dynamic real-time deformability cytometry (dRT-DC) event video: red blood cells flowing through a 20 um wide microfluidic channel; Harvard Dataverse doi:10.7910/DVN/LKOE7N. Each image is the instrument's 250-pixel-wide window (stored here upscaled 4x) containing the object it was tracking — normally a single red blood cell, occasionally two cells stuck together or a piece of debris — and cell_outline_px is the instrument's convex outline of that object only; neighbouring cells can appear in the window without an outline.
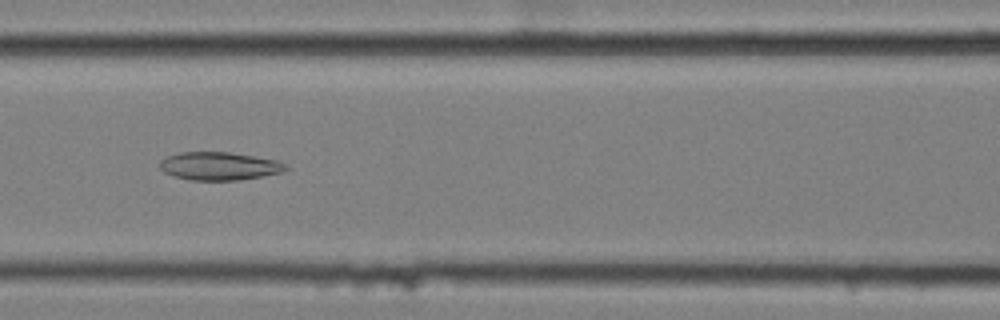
{"species": "common noctule bat (a hibernating species)", "species_latin": "Nyctalus noctula", "temperature_condition": "cold", "stored_images_in_passage": 7, "camera_frame_rate_fps": 3000, "um_per_image_px": 0.085, "animal": {"sex": "female", "body_mass_g": 25.1}, "frame": {"image": 1, "passage_image": 4, "time_ms": 1.0, "image_size_px": [1000, 320], "cell_outline_px": [[288, 168], [280, 172], [260, 176], [236, 180], [192, 180], [172, 176], [164, 172], [160, 168], [160, 160], [168, 156], [180, 152], [228, 152], [276, 160], [284, 164]], "centroid_in_image_um": [18.57, 14.11], "position_along_channel_um": 148.0, "area_um2": 20.29}}
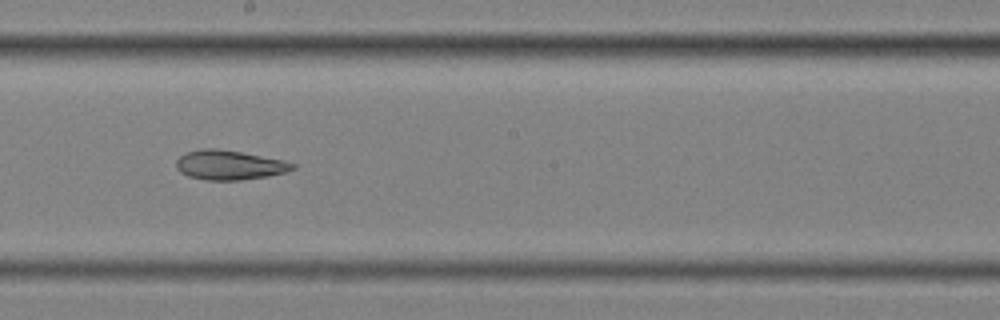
{"frame": {"image": 2, "passage_image": 6, "time_ms": 1.667, "image_size_px": [1000, 320], "cell_outline_px": [[296, 168], [288, 172], [268, 176], [240, 180], [204, 180], [188, 176], [180, 172], [176, 168], [176, 160], [180, 156], [188, 152], [200, 148], [216, 148], [240, 152], [284, 160], [296, 164]], "centroid_in_image_um": [19.5, 14.03], "position_along_channel_um": 228.7, "area_um2": 20.11}}
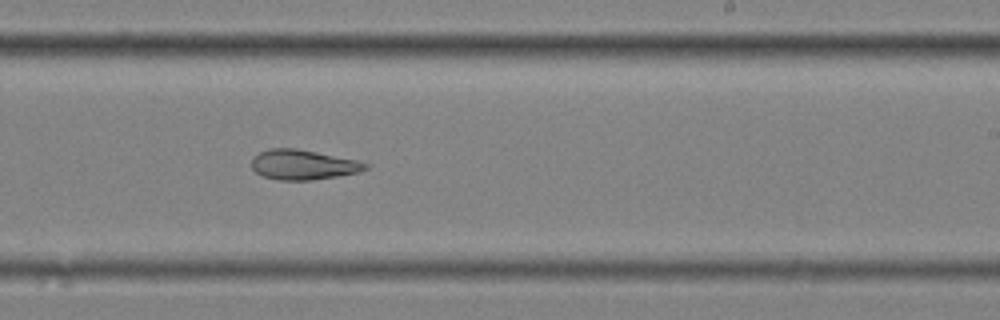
{"frame": {"image": 3, "passage_image": 7, "time_ms": 2.0, "image_size_px": [1000, 320], "cell_outline_px": [[368, 168], [360, 172], [312, 180], [280, 180], [264, 176], [256, 172], [252, 168], [252, 156], [260, 152], [272, 148], [296, 148], [356, 160], [368, 164]], "centroid_in_image_um": [25.75, 14.0], "position_along_channel_um": 263.3, "area_um2": 19.65}}